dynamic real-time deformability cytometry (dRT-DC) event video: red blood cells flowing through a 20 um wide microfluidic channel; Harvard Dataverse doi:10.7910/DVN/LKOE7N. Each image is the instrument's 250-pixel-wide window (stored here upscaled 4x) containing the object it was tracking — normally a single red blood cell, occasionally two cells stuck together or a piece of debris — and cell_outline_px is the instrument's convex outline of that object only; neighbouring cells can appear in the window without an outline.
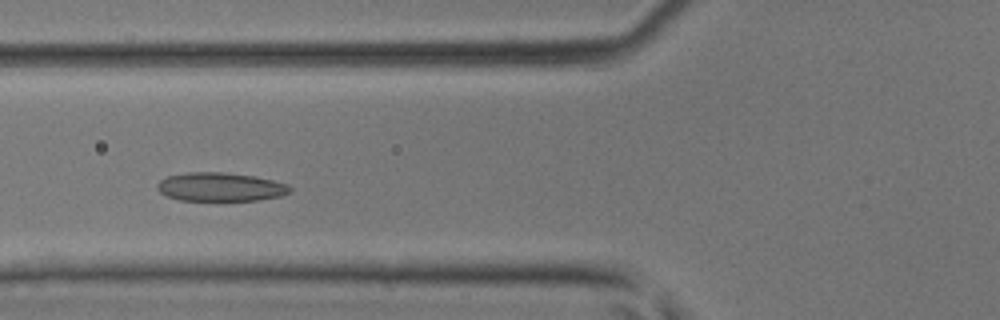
{"species": "common noctule bat (a hibernating species)", "species_latin": "Nyctalus noctula", "temperature_condition": "room temperature", "stored_images_in_passage": 40, "camera_frame_rate_fps": 3000, "um_per_image_px": 0.085, "animal": {"sex": "male", "body_mass_g": 17.9, "forearm_length_mm": 54.2}, "frame": {"image": 1, "passage_image": 13, "time_ms": 4.0, "image_size_px": [1000, 320], "cell_outline_px": [[292, 192], [280, 196], [256, 200], [180, 200], [168, 196], [160, 192], [156, 188], [156, 184], [160, 180], [168, 176], [184, 172], [224, 172], [252, 176], [272, 180], [288, 184], [292, 188]], "centroid_in_image_um": [18.73, 15.88], "position_along_channel_um": 107.1, "area_um2": 22.14}}
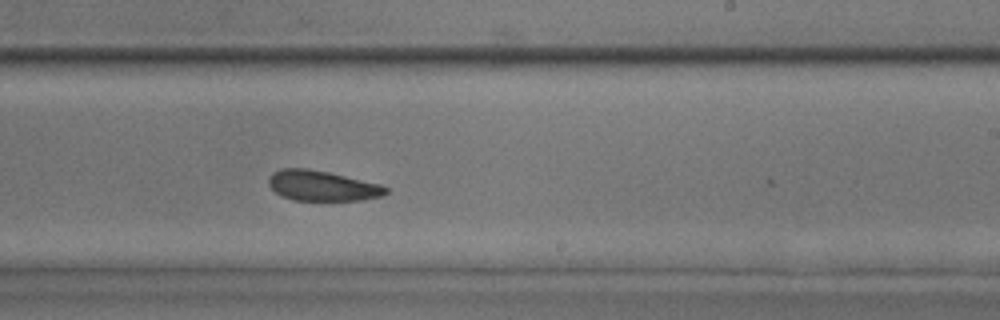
{"frame": {"image": 2, "passage_image": 23, "time_ms": 7.333, "image_size_px": [1000, 320], "cell_outline_px": [[388, 192], [384, 196], [360, 200], [292, 200], [280, 196], [268, 184], [268, 176], [272, 172], [280, 168], [308, 168], [328, 172], [380, 184], [388, 188]], "centroid_in_image_um": [27.35, 15.79], "position_along_channel_um": 261.6, "area_um2": 20.81}}
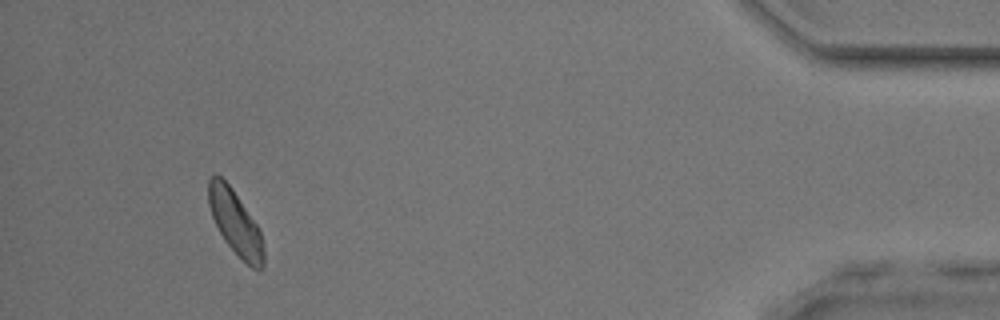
{"frame": {"image": 3, "passage_image": 37, "time_ms": 12.0, "image_size_px": [1000, 320], "cell_outline_px": [[264, 268], [252, 268], [224, 240], [212, 216], [208, 204], [208, 180], [212, 176], [220, 176], [232, 188], [260, 228], [264, 252]], "centroid_in_image_um": [20.02, 18.91], "position_along_channel_um": 415.2, "area_um2": 20.35}}